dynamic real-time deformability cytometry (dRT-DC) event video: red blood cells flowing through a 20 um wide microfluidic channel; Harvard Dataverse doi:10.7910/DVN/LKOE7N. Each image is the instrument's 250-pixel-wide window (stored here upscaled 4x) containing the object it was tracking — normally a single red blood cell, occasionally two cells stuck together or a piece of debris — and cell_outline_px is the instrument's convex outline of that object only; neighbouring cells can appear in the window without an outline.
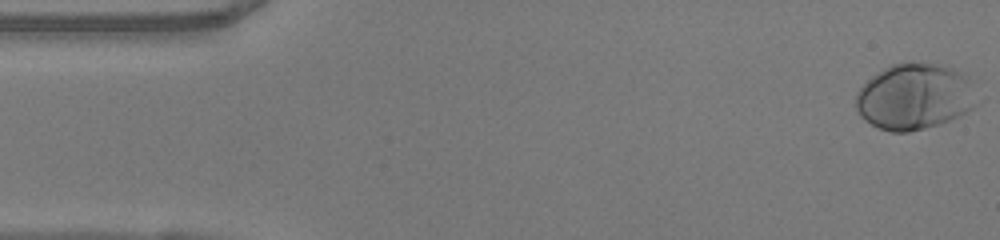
{"species": "human", "species_latin": "Homo sapiens", "temperature_condition": "warm", "stored_images_in_passage": 50, "camera_frame_rate_fps": 3000, "um_per_image_px": 0.085, "donor": {"sex": "female"}, "frame": {"image": 1, "passage_image": 1, "time_ms": 0.0, "image_size_px": [1000, 240], "cell_outline_px": [[976, 104], [972, 108], [960, 116], [940, 124], [908, 132], [888, 132], [864, 120], [860, 116], [856, 108], [856, 92], [872, 76], [884, 68], [892, 64], [912, 60], [944, 64], [968, 76]], "centroid_in_image_um": [77.71, 8.19], "position_along_channel_um": 7.3, "area_um2": 46.88}}
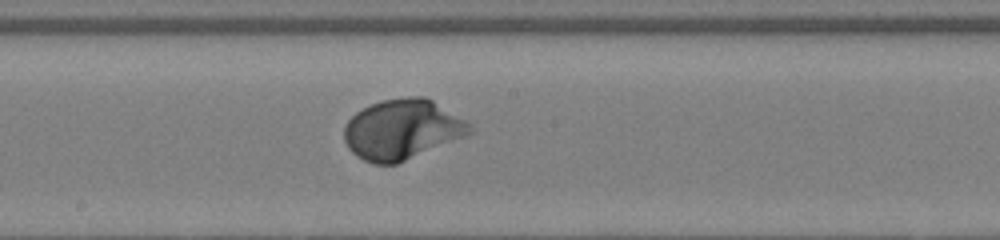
{"frame": {"image": 2, "passage_image": 26, "time_ms": 8.333, "image_size_px": [1000, 240], "cell_outline_px": [[472, 132], [468, 136], [396, 164], [372, 164], [356, 156], [348, 148], [344, 140], [344, 128], [348, 120], [356, 112], [372, 104], [384, 100], [408, 96], [424, 96], [432, 100], [464, 120], [472, 128]], "centroid_in_image_um": [34.17, 11.02], "position_along_channel_um": 214.0, "area_um2": 43.81}}
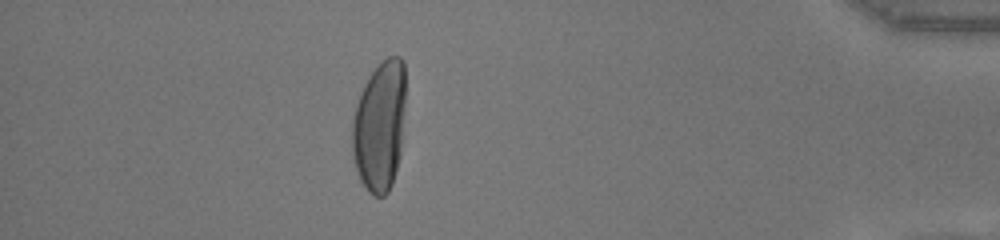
{"frame": {"image": 3, "passage_image": 44, "time_ms": 14.333, "image_size_px": [1000, 240], "cell_outline_px": [[404, 104], [400, 156], [392, 184], [388, 192], [384, 196], [372, 196], [368, 192], [360, 180], [352, 156], [352, 120], [356, 104], [360, 92], [368, 76], [388, 56], [400, 56], [404, 60]], "centroid_in_image_um": [32.25, 10.73], "position_along_channel_um": 402.9, "area_um2": 40.69}, "authors_computed_cell_mechanics": {"area_um2": 42.3963, "velocity_mm_per_s": 4.0148, "shape_relaxation_time_tau1_ms": 2.675, "shape_relaxation_time_tau2_ms": null, "deformation_change_tau1": 0.2039, "deformation_change_tau2": null}}